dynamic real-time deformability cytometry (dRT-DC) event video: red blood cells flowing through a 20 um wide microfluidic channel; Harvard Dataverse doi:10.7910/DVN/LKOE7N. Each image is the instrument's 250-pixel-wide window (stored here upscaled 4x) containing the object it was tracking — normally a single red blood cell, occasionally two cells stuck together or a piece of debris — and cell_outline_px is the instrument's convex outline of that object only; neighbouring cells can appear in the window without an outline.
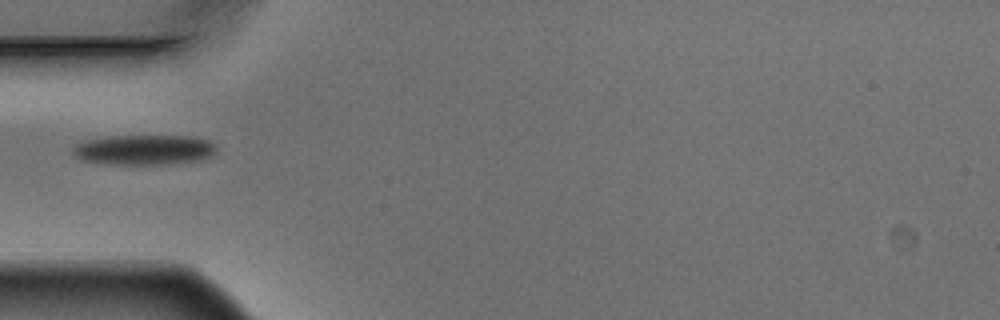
{"species": "Egyptian fruit bat (a non-hibernating species)", "species_latin": "Rousettus aegyptiacus", "temperature_condition": "warm", "stored_images_in_passage": 4, "camera_frame_rate_fps": 3000, "um_per_image_px": 0.085, "animal": {"sex": "male"}, "frame": {"image": 1, "passage_image": 1, "time_ms": 0.0, "image_size_px": [1000, 320], "cell_outline_px": [[216, 152], [212, 156], [200, 160], [168, 164], [112, 164], [84, 160], [72, 156], [72, 148], [76, 144], [88, 140], [112, 136], [196, 136], [208, 140], [216, 144]], "centroid_in_image_um": [12.3, 12.73], "position_along_channel_um": 72.7, "area_um2": 25.26}}
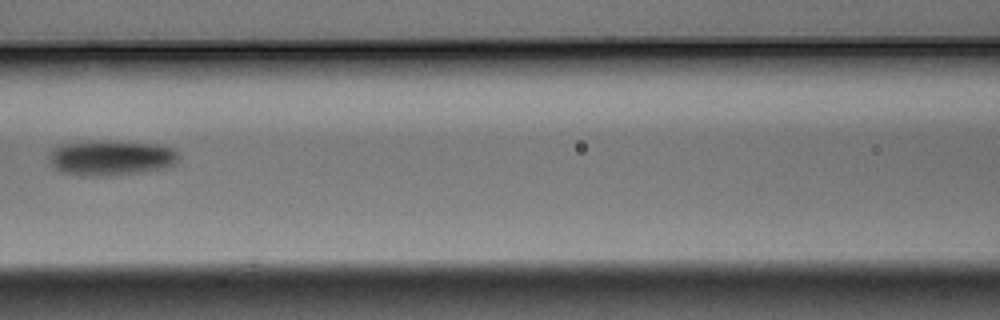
{"frame": {"image": 2, "passage_image": 3, "time_ms": 0.667, "image_size_px": [1000, 320], "cell_outline_px": [[180, 156], [176, 164], [164, 168], [140, 172], [96, 176], [88, 176], [64, 172], [56, 168], [52, 164], [52, 152], [56, 148], [64, 144], [104, 140], [108, 140], [160, 144], [172, 148], [180, 152]], "centroid_in_image_um": [9.57, 13.4], "position_along_channel_um": 157.0, "area_um2": 26.24}}
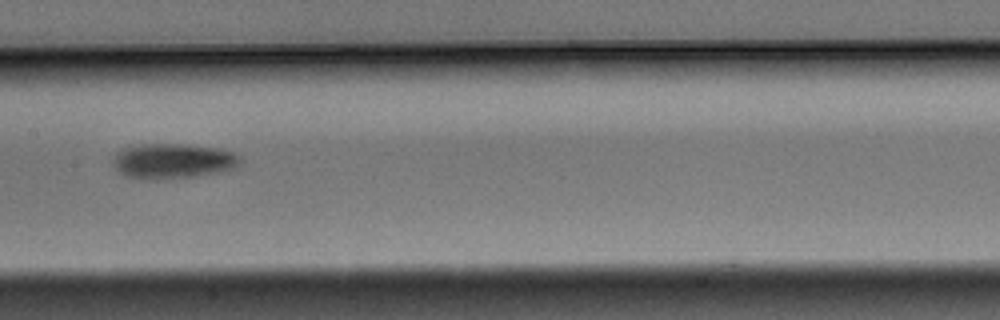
{"frame": {"image": 3, "passage_image": 4, "time_ms": 1.0, "image_size_px": [1000, 320], "cell_outline_px": [[244, 160], [240, 168], [196, 176], [156, 180], [144, 180], [124, 176], [112, 164], [112, 160], [124, 148], [140, 144], [188, 144], [220, 148], [236, 152]], "centroid_in_image_um": [14.79, 13.69], "position_along_channel_um": 192.6, "area_um2": 26.65}}